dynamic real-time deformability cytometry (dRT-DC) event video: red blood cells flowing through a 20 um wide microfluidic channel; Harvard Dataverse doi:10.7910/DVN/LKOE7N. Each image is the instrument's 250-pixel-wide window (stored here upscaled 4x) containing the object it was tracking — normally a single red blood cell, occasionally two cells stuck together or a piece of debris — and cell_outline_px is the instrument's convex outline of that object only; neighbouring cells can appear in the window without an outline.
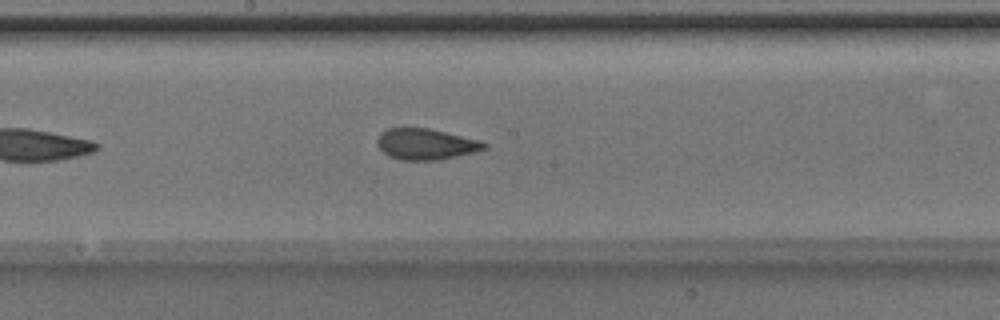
{"species": "Egyptian fruit bat (a non-hibernating species)", "species_latin": "Rousettus aegyptiacus", "temperature_condition": "room temperature", "stored_images_in_passage": 23, "camera_frame_rate_fps": 3000, "um_per_image_px": 0.085, "animal": {"sex": "male"}, "frame": {"image": 1, "passage_image": 14, "time_ms": 4.333, "image_size_px": [1000, 320], "cell_outline_px": [[488, 144], [484, 148], [472, 152], [440, 160], [400, 160], [388, 156], [376, 144], [376, 140], [380, 132], [388, 128], [428, 128], [480, 140]], "centroid_in_image_um": [36.14, 12.25], "position_along_channel_um": 212.1, "area_um2": 19.25}}
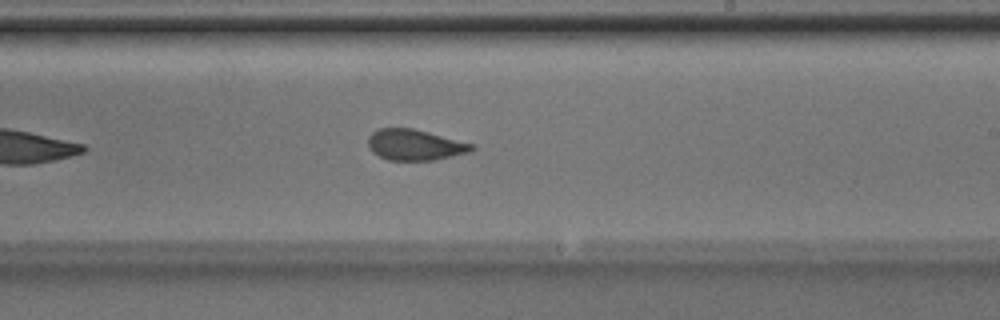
{"frame": {"image": 2, "passage_image": 17, "time_ms": 5.333, "image_size_px": [1000, 320], "cell_outline_px": [[476, 148], [468, 152], [436, 160], [388, 160], [372, 152], [368, 148], [368, 136], [376, 128], [412, 128], [476, 144]], "centroid_in_image_um": [35.26, 12.31], "position_along_channel_um": 253.7, "area_um2": 18.79}}